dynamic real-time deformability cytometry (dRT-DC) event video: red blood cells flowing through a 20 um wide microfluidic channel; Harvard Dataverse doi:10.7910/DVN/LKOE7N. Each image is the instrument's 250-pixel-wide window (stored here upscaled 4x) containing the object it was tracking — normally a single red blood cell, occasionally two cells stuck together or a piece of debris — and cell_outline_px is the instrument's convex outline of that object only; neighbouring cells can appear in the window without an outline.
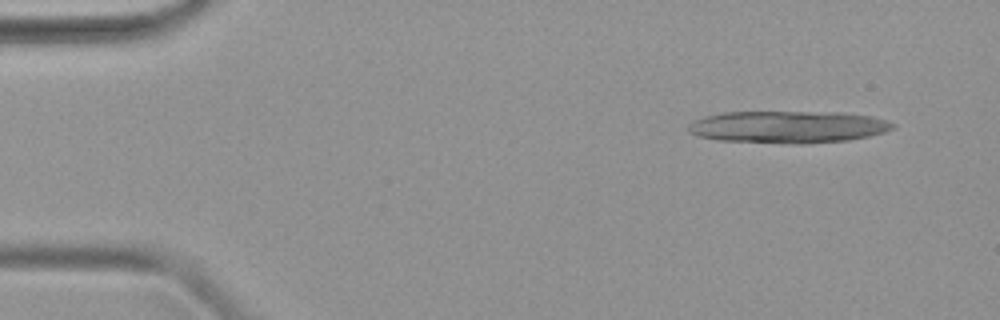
{"species": "common noctule bat (a hibernating species)", "species_latin": "Nyctalus noctula", "temperature_condition": "warm", "stored_images_in_passage": 8, "camera_frame_rate_fps": 3000, "um_per_image_px": 0.085, "animal": {"sex": "female", "body_mass_g": 19.9}, "frame": {"image": 1, "passage_image": 1, "time_ms": 0.0, "image_size_px": [1000, 320], "cell_outline_px": [[896, 128], [884, 132], [868, 136], [848, 140], [720, 140], [700, 136], [688, 132], [688, 124], [696, 120], [708, 116], [724, 112], [808, 112], [868, 116], [884, 120], [896, 124]], "centroid_in_image_um": [66.94, 10.74], "position_along_channel_um": 18.1, "area_um2": 35.66}}